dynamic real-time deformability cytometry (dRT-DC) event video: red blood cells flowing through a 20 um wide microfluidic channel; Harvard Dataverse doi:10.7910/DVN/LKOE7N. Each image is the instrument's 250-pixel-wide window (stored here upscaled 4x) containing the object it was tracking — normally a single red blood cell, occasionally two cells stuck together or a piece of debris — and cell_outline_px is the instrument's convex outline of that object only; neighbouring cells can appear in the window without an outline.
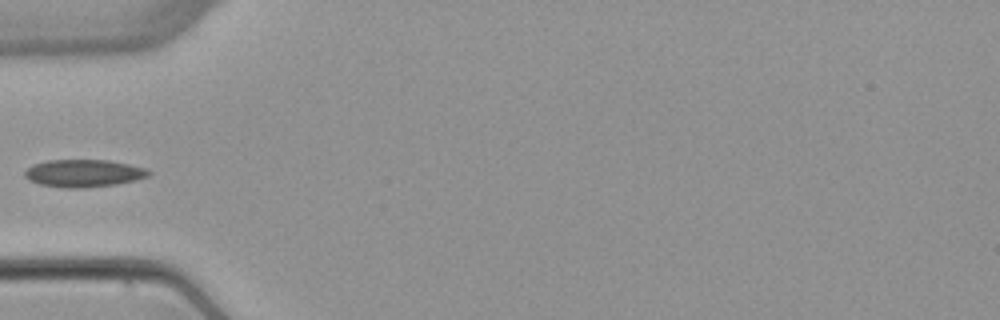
{"species": "common noctule bat (a hibernating species)", "species_latin": "Nyctalus noctula", "temperature_condition": "warm", "stored_images_in_passage": 5, "camera_frame_rate_fps": 3000, "um_per_image_px": 0.085, "animal": {"sex": "female", "body_mass_g": 22.7, "forearm_length_mm": 54.2}, "frame": {"image": 1, "passage_image": 5, "time_ms": 5.0, "image_size_px": [1000, 320], "cell_outline_px": [[152, 172], [148, 176], [136, 180], [116, 184], [84, 188], [64, 188], [40, 184], [28, 180], [24, 176], [24, 172], [32, 164], [48, 160], [108, 160], [148, 168]], "centroid_in_image_um": [7.11, 14.72], "position_along_channel_um": 77.9, "area_um2": 20.0}}